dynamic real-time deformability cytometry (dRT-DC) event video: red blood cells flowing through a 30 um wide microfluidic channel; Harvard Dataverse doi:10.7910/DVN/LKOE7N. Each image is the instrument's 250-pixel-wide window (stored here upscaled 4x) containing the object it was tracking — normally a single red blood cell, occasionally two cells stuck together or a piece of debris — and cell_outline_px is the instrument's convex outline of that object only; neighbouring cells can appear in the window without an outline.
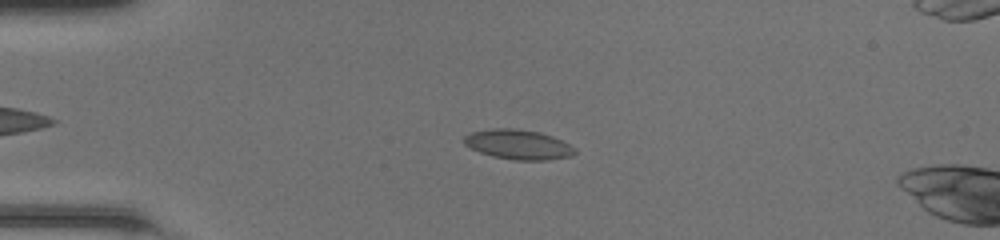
{"species": "common noctule bat (a hibernating species)", "species_latin": "Nyctalus noctula", "temperature_condition": "room temperature", "stored_images_in_passage": 48, "camera_frame_rate_fps": 3000, "um_per_image_px": 0.085, "animal": {"sex": "female", "body_mass_g": 20.0, "forearm_length_mm": 54.0}, "frame": {"image": 1, "passage_image": 12, "time_ms": 3.667, "image_size_px": [1000, 240], "cell_outline_px": [[576, 152], [572, 156], [548, 160], [512, 160], [492, 156], [480, 152], [464, 144], [464, 136], [472, 132], [492, 128], [516, 128], [540, 132], [552, 136], [576, 148]], "centroid_in_image_um": [44.06, 12.28], "position_along_channel_um": 40.9, "area_um2": 19.25}}
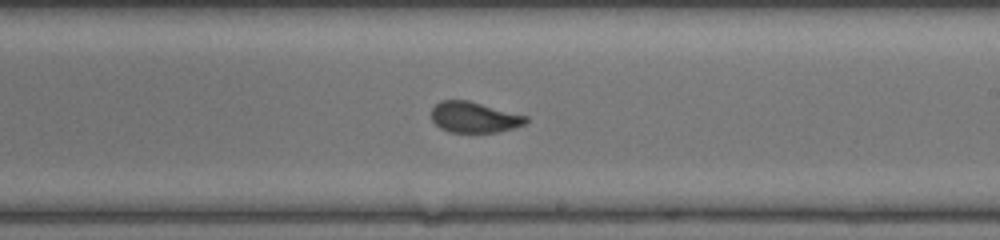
{"frame": {"image": 2, "passage_image": 29, "time_ms": 9.333, "image_size_px": [1000, 240], "cell_outline_px": [[528, 120], [524, 124], [512, 128], [496, 132], [448, 132], [440, 128], [432, 120], [432, 108], [440, 100], [468, 100], [528, 116]], "centroid_in_image_um": [40.29, 9.96], "position_along_channel_um": 248.7, "area_um2": 16.88}}
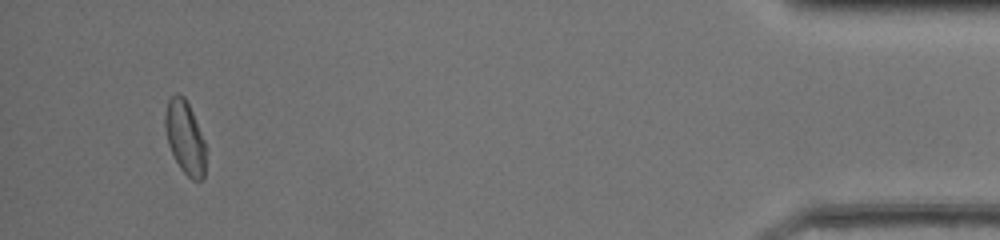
{"frame": {"image": 3, "passage_image": 46, "time_ms": 15.0, "image_size_px": [1000, 240], "cell_outline_px": [[204, 176], [200, 180], [192, 180], [180, 168], [168, 144], [164, 124], [164, 116], [168, 100], [176, 92], [184, 96], [192, 112], [204, 140]], "centroid_in_image_um": [15.69, 11.65], "position_along_channel_um": 419.5, "area_um2": 16.99}, "authors_computed_cell_mechanics": {"area_um2": 17.6001, "velocity_mm_per_s": 4.2797, "shape_relaxation_time_tau1_ms": 6.5485, "shape_relaxation_time_tau2_ms": 0.7798, "deformation_change_tau1": 0.1585, "deformation_change_tau2": 0.0534}}